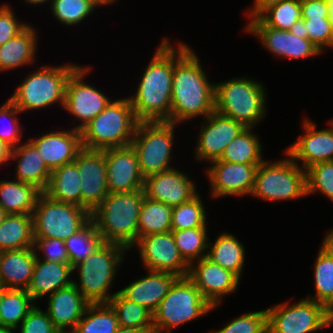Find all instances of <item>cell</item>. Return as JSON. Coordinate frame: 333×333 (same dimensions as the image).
<instances>
[{
    "label": "cell",
    "instance_id": "6da1fadb",
    "mask_svg": "<svg viewBox=\"0 0 333 333\" xmlns=\"http://www.w3.org/2000/svg\"><path fill=\"white\" fill-rule=\"evenodd\" d=\"M199 57L186 43L174 48L170 122L179 124L215 111V84L209 82Z\"/></svg>",
    "mask_w": 333,
    "mask_h": 333
},
{
    "label": "cell",
    "instance_id": "7a4b0ae2",
    "mask_svg": "<svg viewBox=\"0 0 333 333\" xmlns=\"http://www.w3.org/2000/svg\"><path fill=\"white\" fill-rule=\"evenodd\" d=\"M174 47L164 38L140 79L135 94L128 97L139 122H170Z\"/></svg>",
    "mask_w": 333,
    "mask_h": 333
},
{
    "label": "cell",
    "instance_id": "3957f363",
    "mask_svg": "<svg viewBox=\"0 0 333 333\" xmlns=\"http://www.w3.org/2000/svg\"><path fill=\"white\" fill-rule=\"evenodd\" d=\"M144 190L108 193L91 212V220L104 242L125 246L128 250L138 240V220Z\"/></svg>",
    "mask_w": 333,
    "mask_h": 333
},
{
    "label": "cell",
    "instance_id": "277c9868",
    "mask_svg": "<svg viewBox=\"0 0 333 333\" xmlns=\"http://www.w3.org/2000/svg\"><path fill=\"white\" fill-rule=\"evenodd\" d=\"M138 123L128 97L110 101L80 130L82 147L104 150L129 146Z\"/></svg>",
    "mask_w": 333,
    "mask_h": 333
},
{
    "label": "cell",
    "instance_id": "5b68a950",
    "mask_svg": "<svg viewBox=\"0 0 333 333\" xmlns=\"http://www.w3.org/2000/svg\"><path fill=\"white\" fill-rule=\"evenodd\" d=\"M264 89L263 84L243 76L215 83V111L255 128L267 114Z\"/></svg>",
    "mask_w": 333,
    "mask_h": 333
},
{
    "label": "cell",
    "instance_id": "8992f818",
    "mask_svg": "<svg viewBox=\"0 0 333 333\" xmlns=\"http://www.w3.org/2000/svg\"><path fill=\"white\" fill-rule=\"evenodd\" d=\"M127 250L125 246L103 242L91 255L73 267V271H78L80 280V284L75 281L73 284L89 303H108L116 294H109L108 290Z\"/></svg>",
    "mask_w": 333,
    "mask_h": 333
},
{
    "label": "cell",
    "instance_id": "52a82bcc",
    "mask_svg": "<svg viewBox=\"0 0 333 333\" xmlns=\"http://www.w3.org/2000/svg\"><path fill=\"white\" fill-rule=\"evenodd\" d=\"M79 65L65 64L39 68L30 73L10 96V100L21 111L49 108L59 102L64 107L66 83Z\"/></svg>",
    "mask_w": 333,
    "mask_h": 333
},
{
    "label": "cell",
    "instance_id": "ba28073f",
    "mask_svg": "<svg viewBox=\"0 0 333 333\" xmlns=\"http://www.w3.org/2000/svg\"><path fill=\"white\" fill-rule=\"evenodd\" d=\"M284 153L287 159L265 160L257 167L252 196L274 202L308 196L306 170Z\"/></svg>",
    "mask_w": 333,
    "mask_h": 333
},
{
    "label": "cell",
    "instance_id": "9c48e42d",
    "mask_svg": "<svg viewBox=\"0 0 333 333\" xmlns=\"http://www.w3.org/2000/svg\"><path fill=\"white\" fill-rule=\"evenodd\" d=\"M213 309L188 276L178 277L153 313L154 333H170L173 328L206 315Z\"/></svg>",
    "mask_w": 333,
    "mask_h": 333
},
{
    "label": "cell",
    "instance_id": "30bf717a",
    "mask_svg": "<svg viewBox=\"0 0 333 333\" xmlns=\"http://www.w3.org/2000/svg\"><path fill=\"white\" fill-rule=\"evenodd\" d=\"M32 219L34 238L65 241L91 220V213L78 205L54 200L42 192Z\"/></svg>",
    "mask_w": 333,
    "mask_h": 333
},
{
    "label": "cell",
    "instance_id": "8fae6325",
    "mask_svg": "<svg viewBox=\"0 0 333 333\" xmlns=\"http://www.w3.org/2000/svg\"><path fill=\"white\" fill-rule=\"evenodd\" d=\"M168 121L139 122L131 142L144 178L173 169L170 165L174 128Z\"/></svg>",
    "mask_w": 333,
    "mask_h": 333
},
{
    "label": "cell",
    "instance_id": "7c38bea8",
    "mask_svg": "<svg viewBox=\"0 0 333 333\" xmlns=\"http://www.w3.org/2000/svg\"><path fill=\"white\" fill-rule=\"evenodd\" d=\"M266 311L268 333H311L333 323V314L323 304L307 298L292 305L282 302Z\"/></svg>",
    "mask_w": 333,
    "mask_h": 333
},
{
    "label": "cell",
    "instance_id": "4fadbf2b",
    "mask_svg": "<svg viewBox=\"0 0 333 333\" xmlns=\"http://www.w3.org/2000/svg\"><path fill=\"white\" fill-rule=\"evenodd\" d=\"M89 66H78L69 76L66 83L64 109L70 113L80 124L74 128L82 130L110 103V98L101 91L84 82Z\"/></svg>",
    "mask_w": 333,
    "mask_h": 333
},
{
    "label": "cell",
    "instance_id": "5bb4252c",
    "mask_svg": "<svg viewBox=\"0 0 333 333\" xmlns=\"http://www.w3.org/2000/svg\"><path fill=\"white\" fill-rule=\"evenodd\" d=\"M133 247L139 249L146 270L168 272L178 277L188 276L189 265L181 257L172 231L140 237Z\"/></svg>",
    "mask_w": 333,
    "mask_h": 333
},
{
    "label": "cell",
    "instance_id": "9a60e30c",
    "mask_svg": "<svg viewBox=\"0 0 333 333\" xmlns=\"http://www.w3.org/2000/svg\"><path fill=\"white\" fill-rule=\"evenodd\" d=\"M75 161L81 180V207L91 213L109 193L104 150L82 147Z\"/></svg>",
    "mask_w": 333,
    "mask_h": 333
},
{
    "label": "cell",
    "instance_id": "2e32d148",
    "mask_svg": "<svg viewBox=\"0 0 333 333\" xmlns=\"http://www.w3.org/2000/svg\"><path fill=\"white\" fill-rule=\"evenodd\" d=\"M197 137L195 155L197 161L220 159L227 145L246 127L216 111L205 118Z\"/></svg>",
    "mask_w": 333,
    "mask_h": 333
},
{
    "label": "cell",
    "instance_id": "e0dca14e",
    "mask_svg": "<svg viewBox=\"0 0 333 333\" xmlns=\"http://www.w3.org/2000/svg\"><path fill=\"white\" fill-rule=\"evenodd\" d=\"M188 277L214 309L220 305L222 297L237 291L239 280H241L230 270L212 263L206 257L189 266Z\"/></svg>",
    "mask_w": 333,
    "mask_h": 333
},
{
    "label": "cell",
    "instance_id": "ac0fdd59",
    "mask_svg": "<svg viewBox=\"0 0 333 333\" xmlns=\"http://www.w3.org/2000/svg\"><path fill=\"white\" fill-rule=\"evenodd\" d=\"M213 163V164H212ZM207 176L212 196H241L251 194L254 188L255 172L260 164H242L219 159L211 162Z\"/></svg>",
    "mask_w": 333,
    "mask_h": 333
},
{
    "label": "cell",
    "instance_id": "d6986e66",
    "mask_svg": "<svg viewBox=\"0 0 333 333\" xmlns=\"http://www.w3.org/2000/svg\"><path fill=\"white\" fill-rule=\"evenodd\" d=\"M246 31L252 33L262 45L279 57L302 59L320 55L322 52L309 39L300 38L293 33L266 26L258 17L249 20Z\"/></svg>",
    "mask_w": 333,
    "mask_h": 333
},
{
    "label": "cell",
    "instance_id": "ffe728a7",
    "mask_svg": "<svg viewBox=\"0 0 333 333\" xmlns=\"http://www.w3.org/2000/svg\"><path fill=\"white\" fill-rule=\"evenodd\" d=\"M109 193L132 192L144 189L137 155L131 145L104 149Z\"/></svg>",
    "mask_w": 333,
    "mask_h": 333
},
{
    "label": "cell",
    "instance_id": "44dd1931",
    "mask_svg": "<svg viewBox=\"0 0 333 333\" xmlns=\"http://www.w3.org/2000/svg\"><path fill=\"white\" fill-rule=\"evenodd\" d=\"M329 125L328 129L317 130L316 124L306 117L302 126L304 134L285 150L297 164L303 162L304 170L320 162L333 161V126Z\"/></svg>",
    "mask_w": 333,
    "mask_h": 333
},
{
    "label": "cell",
    "instance_id": "7402d4cb",
    "mask_svg": "<svg viewBox=\"0 0 333 333\" xmlns=\"http://www.w3.org/2000/svg\"><path fill=\"white\" fill-rule=\"evenodd\" d=\"M187 176L176 168L147 176L144 179L145 196L171 207L188 202L198 193Z\"/></svg>",
    "mask_w": 333,
    "mask_h": 333
},
{
    "label": "cell",
    "instance_id": "603a6c76",
    "mask_svg": "<svg viewBox=\"0 0 333 333\" xmlns=\"http://www.w3.org/2000/svg\"><path fill=\"white\" fill-rule=\"evenodd\" d=\"M29 141L38 149L44 163L51 171L73 162L82 148L81 132L75 128L69 131L53 130Z\"/></svg>",
    "mask_w": 333,
    "mask_h": 333
},
{
    "label": "cell",
    "instance_id": "cb8c5ba5",
    "mask_svg": "<svg viewBox=\"0 0 333 333\" xmlns=\"http://www.w3.org/2000/svg\"><path fill=\"white\" fill-rule=\"evenodd\" d=\"M48 297V317L61 333H71L82 319L90 303L72 284Z\"/></svg>",
    "mask_w": 333,
    "mask_h": 333
},
{
    "label": "cell",
    "instance_id": "d4e9b609",
    "mask_svg": "<svg viewBox=\"0 0 333 333\" xmlns=\"http://www.w3.org/2000/svg\"><path fill=\"white\" fill-rule=\"evenodd\" d=\"M177 278L178 276L168 272L148 270L147 276L131 282L119 292L153 314Z\"/></svg>",
    "mask_w": 333,
    "mask_h": 333
},
{
    "label": "cell",
    "instance_id": "484cf974",
    "mask_svg": "<svg viewBox=\"0 0 333 333\" xmlns=\"http://www.w3.org/2000/svg\"><path fill=\"white\" fill-rule=\"evenodd\" d=\"M34 247L0 252V284L6 289L30 286L36 263Z\"/></svg>",
    "mask_w": 333,
    "mask_h": 333
},
{
    "label": "cell",
    "instance_id": "4316f807",
    "mask_svg": "<svg viewBox=\"0 0 333 333\" xmlns=\"http://www.w3.org/2000/svg\"><path fill=\"white\" fill-rule=\"evenodd\" d=\"M72 272H74L73 266L69 263L40 260L37 256L27 292L34 301L46 294L49 296L57 290L73 284L74 280L70 279Z\"/></svg>",
    "mask_w": 333,
    "mask_h": 333
},
{
    "label": "cell",
    "instance_id": "83f0119b",
    "mask_svg": "<svg viewBox=\"0 0 333 333\" xmlns=\"http://www.w3.org/2000/svg\"><path fill=\"white\" fill-rule=\"evenodd\" d=\"M17 159L16 179L36 186L44 192L48 186L51 170L46 166L38 149L28 140L11 150L10 160Z\"/></svg>",
    "mask_w": 333,
    "mask_h": 333
},
{
    "label": "cell",
    "instance_id": "f1b7e54d",
    "mask_svg": "<svg viewBox=\"0 0 333 333\" xmlns=\"http://www.w3.org/2000/svg\"><path fill=\"white\" fill-rule=\"evenodd\" d=\"M314 264L315 296L305 297L323 304L333 314V229L323 239Z\"/></svg>",
    "mask_w": 333,
    "mask_h": 333
},
{
    "label": "cell",
    "instance_id": "f546056e",
    "mask_svg": "<svg viewBox=\"0 0 333 333\" xmlns=\"http://www.w3.org/2000/svg\"><path fill=\"white\" fill-rule=\"evenodd\" d=\"M38 35L28 25L22 32L0 46V72L13 70L35 62Z\"/></svg>",
    "mask_w": 333,
    "mask_h": 333
},
{
    "label": "cell",
    "instance_id": "4dcf8cb0",
    "mask_svg": "<svg viewBox=\"0 0 333 333\" xmlns=\"http://www.w3.org/2000/svg\"><path fill=\"white\" fill-rule=\"evenodd\" d=\"M42 191L19 180H0V207L7 214L32 215Z\"/></svg>",
    "mask_w": 333,
    "mask_h": 333
},
{
    "label": "cell",
    "instance_id": "1f68e13d",
    "mask_svg": "<svg viewBox=\"0 0 333 333\" xmlns=\"http://www.w3.org/2000/svg\"><path fill=\"white\" fill-rule=\"evenodd\" d=\"M80 184V174L74 160L51 171L50 180L44 193L54 200L81 207Z\"/></svg>",
    "mask_w": 333,
    "mask_h": 333
},
{
    "label": "cell",
    "instance_id": "d6a6232c",
    "mask_svg": "<svg viewBox=\"0 0 333 333\" xmlns=\"http://www.w3.org/2000/svg\"><path fill=\"white\" fill-rule=\"evenodd\" d=\"M206 258L230 270L241 279L245 265V248L231 233L223 232L214 243L209 242Z\"/></svg>",
    "mask_w": 333,
    "mask_h": 333
},
{
    "label": "cell",
    "instance_id": "836d02e7",
    "mask_svg": "<svg viewBox=\"0 0 333 333\" xmlns=\"http://www.w3.org/2000/svg\"><path fill=\"white\" fill-rule=\"evenodd\" d=\"M32 247H34L32 215L7 214L0 225V252Z\"/></svg>",
    "mask_w": 333,
    "mask_h": 333
},
{
    "label": "cell",
    "instance_id": "e575fe53",
    "mask_svg": "<svg viewBox=\"0 0 333 333\" xmlns=\"http://www.w3.org/2000/svg\"><path fill=\"white\" fill-rule=\"evenodd\" d=\"M172 207L144 196L138 220V238L171 231Z\"/></svg>",
    "mask_w": 333,
    "mask_h": 333
},
{
    "label": "cell",
    "instance_id": "d590c367",
    "mask_svg": "<svg viewBox=\"0 0 333 333\" xmlns=\"http://www.w3.org/2000/svg\"><path fill=\"white\" fill-rule=\"evenodd\" d=\"M254 128H245L236 136L226 147L219 160L242 163V164H261L262 144L255 133Z\"/></svg>",
    "mask_w": 333,
    "mask_h": 333
},
{
    "label": "cell",
    "instance_id": "8d00e7d4",
    "mask_svg": "<svg viewBox=\"0 0 333 333\" xmlns=\"http://www.w3.org/2000/svg\"><path fill=\"white\" fill-rule=\"evenodd\" d=\"M36 303L25 289H6L0 312V326L16 330Z\"/></svg>",
    "mask_w": 333,
    "mask_h": 333
},
{
    "label": "cell",
    "instance_id": "74e56055",
    "mask_svg": "<svg viewBox=\"0 0 333 333\" xmlns=\"http://www.w3.org/2000/svg\"><path fill=\"white\" fill-rule=\"evenodd\" d=\"M118 318L109 303H90L71 333H116Z\"/></svg>",
    "mask_w": 333,
    "mask_h": 333
},
{
    "label": "cell",
    "instance_id": "f35d334b",
    "mask_svg": "<svg viewBox=\"0 0 333 333\" xmlns=\"http://www.w3.org/2000/svg\"><path fill=\"white\" fill-rule=\"evenodd\" d=\"M108 303L116 313L119 327L153 329V314L145 307L126 299L119 291Z\"/></svg>",
    "mask_w": 333,
    "mask_h": 333
},
{
    "label": "cell",
    "instance_id": "ab89813d",
    "mask_svg": "<svg viewBox=\"0 0 333 333\" xmlns=\"http://www.w3.org/2000/svg\"><path fill=\"white\" fill-rule=\"evenodd\" d=\"M171 231L181 257L189 266L193 262L206 257L208 241H210L207 227Z\"/></svg>",
    "mask_w": 333,
    "mask_h": 333
},
{
    "label": "cell",
    "instance_id": "60d3db41",
    "mask_svg": "<svg viewBox=\"0 0 333 333\" xmlns=\"http://www.w3.org/2000/svg\"><path fill=\"white\" fill-rule=\"evenodd\" d=\"M102 237L98 234L96 226L90 220L82 229L65 240L69 264L73 267L85 260L102 243Z\"/></svg>",
    "mask_w": 333,
    "mask_h": 333
},
{
    "label": "cell",
    "instance_id": "b9f144b4",
    "mask_svg": "<svg viewBox=\"0 0 333 333\" xmlns=\"http://www.w3.org/2000/svg\"><path fill=\"white\" fill-rule=\"evenodd\" d=\"M258 18L268 27L289 31L302 19L301 0H282L265 9Z\"/></svg>",
    "mask_w": 333,
    "mask_h": 333
},
{
    "label": "cell",
    "instance_id": "7bdbcfd3",
    "mask_svg": "<svg viewBox=\"0 0 333 333\" xmlns=\"http://www.w3.org/2000/svg\"><path fill=\"white\" fill-rule=\"evenodd\" d=\"M205 206L197 194L190 201L172 207L171 229L207 227Z\"/></svg>",
    "mask_w": 333,
    "mask_h": 333
},
{
    "label": "cell",
    "instance_id": "ee69618b",
    "mask_svg": "<svg viewBox=\"0 0 333 333\" xmlns=\"http://www.w3.org/2000/svg\"><path fill=\"white\" fill-rule=\"evenodd\" d=\"M50 5L54 17L65 26L78 25L100 7L94 0H52Z\"/></svg>",
    "mask_w": 333,
    "mask_h": 333
},
{
    "label": "cell",
    "instance_id": "f6af8a7d",
    "mask_svg": "<svg viewBox=\"0 0 333 333\" xmlns=\"http://www.w3.org/2000/svg\"><path fill=\"white\" fill-rule=\"evenodd\" d=\"M307 172V195L321 192L333 202V161L312 165Z\"/></svg>",
    "mask_w": 333,
    "mask_h": 333
},
{
    "label": "cell",
    "instance_id": "bcb514c9",
    "mask_svg": "<svg viewBox=\"0 0 333 333\" xmlns=\"http://www.w3.org/2000/svg\"><path fill=\"white\" fill-rule=\"evenodd\" d=\"M209 333H268L267 329V311H252L243 314L220 330H214Z\"/></svg>",
    "mask_w": 333,
    "mask_h": 333
},
{
    "label": "cell",
    "instance_id": "7dc6e473",
    "mask_svg": "<svg viewBox=\"0 0 333 333\" xmlns=\"http://www.w3.org/2000/svg\"><path fill=\"white\" fill-rule=\"evenodd\" d=\"M19 113H21V111L9 98L0 107V120L3 118H10V125H4L5 127H2V129L0 128V139L8 144L11 148H15L22 143V132L20 130L21 127H19V120L16 118L17 114Z\"/></svg>",
    "mask_w": 333,
    "mask_h": 333
},
{
    "label": "cell",
    "instance_id": "c3c4849f",
    "mask_svg": "<svg viewBox=\"0 0 333 333\" xmlns=\"http://www.w3.org/2000/svg\"><path fill=\"white\" fill-rule=\"evenodd\" d=\"M307 27L308 39L319 48H333V26L330 18L303 19Z\"/></svg>",
    "mask_w": 333,
    "mask_h": 333
},
{
    "label": "cell",
    "instance_id": "681fc988",
    "mask_svg": "<svg viewBox=\"0 0 333 333\" xmlns=\"http://www.w3.org/2000/svg\"><path fill=\"white\" fill-rule=\"evenodd\" d=\"M18 328L19 333H61L52 323L47 312L37 305L22 320Z\"/></svg>",
    "mask_w": 333,
    "mask_h": 333
},
{
    "label": "cell",
    "instance_id": "f907efd6",
    "mask_svg": "<svg viewBox=\"0 0 333 333\" xmlns=\"http://www.w3.org/2000/svg\"><path fill=\"white\" fill-rule=\"evenodd\" d=\"M34 250L38 259H43L53 262L69 263V256L67 253L65 241L60 239H44L34 238ZM40 252H44V257L40 256Z\"/></svg>",
    "mask_w": 333,
    "mask_h": 333
},
{
    "label": "cell",
    "instance_id": "816d5d0a",
    "mask_svg": "<svg viewBox=\"0 0 333 333\" xmlns=\"http://www.w3.org/2000/svg\"><path fill=\"white\" fill-rule=\"evenodd\" d=\"M8 4L0 6V46L22 32L29 24L17 21Z\"/></svg>",
    "mask_w": 333,
    "mask_h": 333
},
{
    "label": "cell",
    "instance_id": "f5cc1de1",
    "mask_svg": "<svg viewBox=\"0 0 333 333\" xmlns=\"http://www.w3.org/2000/svg\"><path fill=\"white\" fill-rule=\"evenodd\" d=\"M302 19L329 18V0H301Z\"/></svg>",
    "mask_w": 333,
    "mask_h": 333
},
{
    "label": "cell",
    "instance_id": "db71d44e",
    "mask_svg": "<svg viewBox=\"0 0 333 333\" xmlns=\"http://www.w3.org/2000/svg\"><path fill=\"white\" fill-rule=\"evenodd\" d=\"M282 0H255L252 9L246 10L245 14L246 16H249V19H253L258 17L265 9H267L269 6L276 4Z\"/></svg>",
    "mask_w": 333,
    "mask_h": 333
},
{
    "label": "cell",
    "instance_id": "11a10c76",
    "mask_svg": "<svg viewBox=\"0 0 333 333\" xmlns=\"http://www.w3.org/2000/svg\"><path fill=\"white\" fill-rule=\"evenodd\" d=\"M289 32L293 33L295 36H299L300 38L308 39L307 27L303 19L294 23Z\"/></svg>",
    "mask_w": 333,
    "mask_h": 333
},
{
    "label": "cell",
    "instance_id": "9f6ffc18",
    "mask_svg": "<svg viewBox=\"0 0 333 333\" xmlns=\"http://www.w3.org/2000/svg\"><path fill=\"white\" fill-rule=\"evenodd\" d=\"M12 148L0 139V165L10 160Z\"/></svg>",
    "mask_w": 333,
    "mask_h": 333
},
{
    "label": "cell",
    "instance_id": "6f0895ef",
    "mask_svg": "<svg viewBox=\"0 0 333 333\" xmlns=\"http://www.w3.org/2000/svg\"><path fill=\"white\" fill-rule=\"evenodd\" d=\"M116 333H154L153 329H136L119 327Z\"/></svg>",
    "mask_w": 333,
    "mask_h": 333
},
{
    "label": "cell",
    "instance_id": "680465c9",
    "mask_svg": "<svg viewBox=\"0 0 333 333\" xmlns=\"http://www.w3.org/2000/svg\"><path fill=\"white\" fill-rule=\"evenodd\" d=\"M25 1V3H29V4H35V5H42V4H44V3H47V2H49V3H51V1L50 0H24Z\"/></svg>",
    "mask_w": 333,
    "mask_h": 333
},
{
    "label": "cell",
    "instance_id": "91938a15",
    "mask_svg": "<svg viewBox=\"0 0 333 333\" xmlns=\"http://www.w3.org/2000/svg\"><path fill=\"white\" fill-rule=\"evenodd\" d=\"M98 5L102 6V5H108L111 3H115V1L117 0H94Z\"/></svg>",
    "mask_w": 333,
    "mask_h": 333
},
{
    "label": "cell",
    "instance_id": "94428289",
    "mask_svg": "<svg viewBox=\"0 0 333 333\" xmlns=\"http://www.w3.org/2000/svg\"><path fill=\"white\" fill-rule=\"evenodd\" d=\"M330 1V15H329V18H330V21L332 23V26H333V0H329Z\"/></svg>",
    "mask_w": 333,
    "mask_h": 333
},
{
    "label": "cell",
    "instance_id": "6125c7cd",
    "mask_svg": "<svg viewBox=\"0 0 333 333\" xmlns=\"http://www.w3.org/2000/svg\"><path fill=\"white\" fill-rule=\"evenodd\" d=\"M6 290L5 287H3L1 284H0V308H1V304H2V300H3V295H4V291ZM0 312H1V309H0Z\"/></svg>",
    "mask_w": 333,
    "mask_h": 333
},
{
    "label": "cell",
    "instance_id": "be15d7a7",
    "mask_svg": "<svg viewBox=\"0 0 333 333\" xmlns=\"http://www.w3.org/2000/svg\"><path fill=\"white\" fill-rule=\"evenodd\" d=\"M6 215H7V213L0 207V225L2 224Z\"/></svg>",
    "mask_w": 333,
    "mask_h": 333
},
{
    "label": "cell",
    "instance_id": "e7e4bbea",
    "mask_svg": "<svg viewBox=\"0 0 333 333\" xmlns=\"http://www.w3.org/2000/svg\"><path fill=\"white\" fill-rule=\"evenodd\" d=\"M14 330L0 326V333H13Z\"/></svg>",
    "mask_w": 333,
    "mask_h": 333
}]
</instances>
